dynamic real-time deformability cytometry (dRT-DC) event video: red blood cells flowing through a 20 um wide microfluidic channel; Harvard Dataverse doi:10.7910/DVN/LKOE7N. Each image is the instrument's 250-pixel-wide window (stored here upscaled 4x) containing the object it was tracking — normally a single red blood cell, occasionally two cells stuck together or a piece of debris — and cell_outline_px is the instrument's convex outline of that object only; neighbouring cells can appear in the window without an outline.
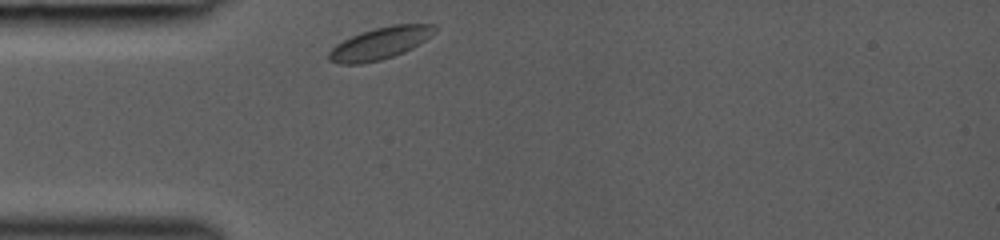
{"species": "common noctule bat (a hibernating species)", "species_latin": "Nyctalus noctula", "temperature_condition": "room temperature", "stored_images_in_passage": 27, "camera_frame_rate_fps": 3000, "um_per_image_px": 0.085, "animal": {"sex": "female", "body_mass_g": 19.0, "forearm_length_mm": 53.3}, "frame": {"image": 1, "passage_image": 1, "time_ms": 0.0, "image_size_px": [1000, 240], "cell_outline_px": [[436, 28], [432, 36], [412, 48], [404, 52], [380, 60], [360, 64], [340, 64], [328, 60], [328, 52], [336, 44], [352, 36], [376, 28], [396, 24], [436, 24]], "centroid_in_image_um": [32.31, 3.69], "position_along_channel_um": 52.7, "area_um2": 19.54}}
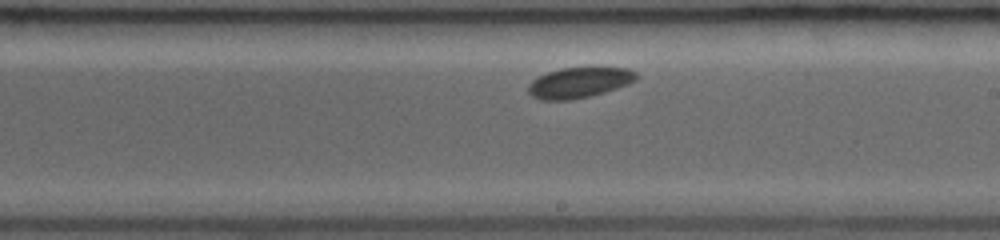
{"frame": {"image": 2, "passage_image": 15, "time_ms": 4.667, "image_size_px": [1000, 240], "cell_outline_px": [[636, 80], [628, 84], [604, 92], [588, 96], [568, 100], [540, 100], [532, 96], [528, 92], [528, 84], [532, 80], [548, 72], [560, 68], [628, 68], [636, 72]], "centroid_in_image_um": [49.2, 7.02], "position_along_channel_um": 239.8, "area_um2": 18.96}}
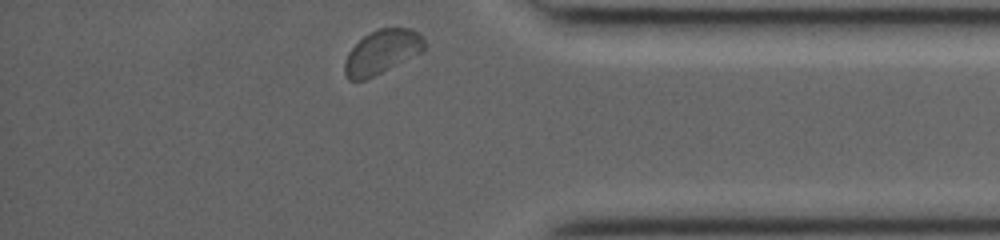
{"frame": {"image": 3, "passage_image": 27, "time_ms": 8.667, "image_size_px": [1000, 240], "cell_outline_px": [[424, 52], [364, 80], [348, 80], [344, 72], [344, 60], [348, 52], [364, 36], [380, 28], [412, 28], [420, 32], [424, 40]], "centroid_in_image_um": [32.48, 4.41], "position_along_channel_um": 402.7, "area_um2": 20.4}}